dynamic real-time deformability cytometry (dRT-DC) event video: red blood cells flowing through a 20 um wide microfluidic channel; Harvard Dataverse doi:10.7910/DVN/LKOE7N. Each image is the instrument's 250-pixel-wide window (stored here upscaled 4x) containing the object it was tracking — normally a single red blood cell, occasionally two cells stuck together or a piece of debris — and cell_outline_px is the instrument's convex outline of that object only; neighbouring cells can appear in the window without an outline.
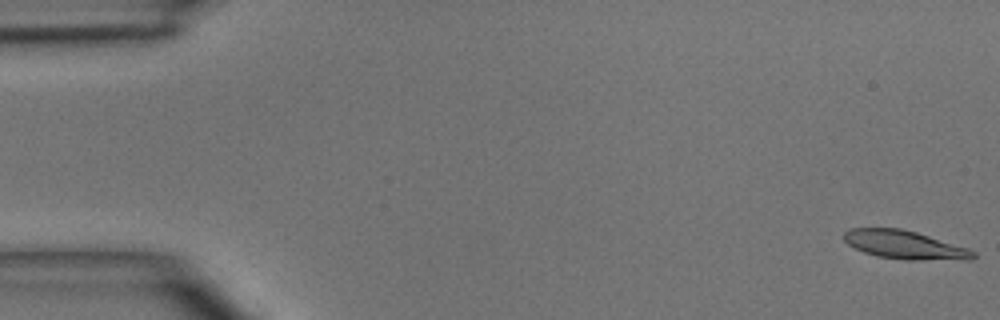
{"species": "common noctule bat (a hibernating species)", "species_latin": "Nyctalus noctula", "temperature_condition": "room temperature", "stored_images_in_passage": 2, "segment_of_instrument_passage": [2, 2], "camera_frame_rate_fps": 3000, "um_per_image_px": 0.085, "animal": {"sex": "male", "body_mass_g": 15.6}, "frame": {"image": 1, "passage_image": 2, "time_ms": 1.333, "image_size_px": [1000, 320], "cell_outline_px": [[976, 256], [972, 260], [908, 260], [876, 256], [864, 252], [848, 244], [844, 240], [844, 232], [848, 228], [900, 228], [916, 232], [968, 248], [976, 252]], "centroid_in_image_um": [76.92, 20.82], "position_along_channel_um": 8.1, "area_um2": 21.5}}